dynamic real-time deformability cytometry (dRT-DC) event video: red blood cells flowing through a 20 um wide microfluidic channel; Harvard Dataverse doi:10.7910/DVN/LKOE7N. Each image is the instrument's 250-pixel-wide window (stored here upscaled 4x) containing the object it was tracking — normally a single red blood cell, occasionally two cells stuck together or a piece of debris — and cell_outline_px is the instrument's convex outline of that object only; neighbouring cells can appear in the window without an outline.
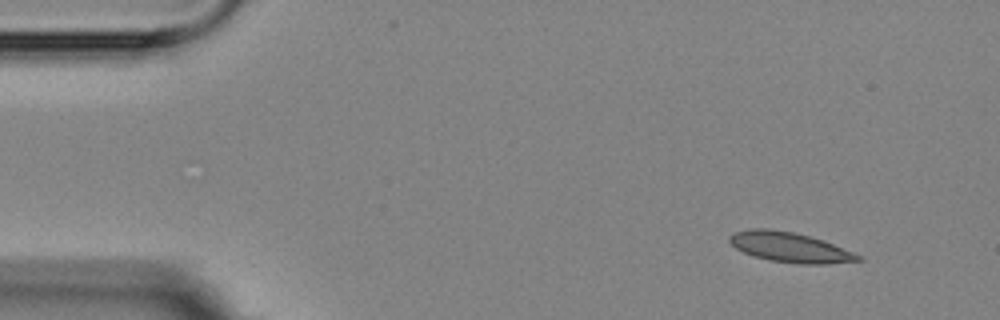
{"species": "Egyptian fruit bat (a non-hibernating species)", "species_latin": "Rousettus aegyptiacus", "temperature_condition": "room temperature", "stored_images_in_passage": 4, "camera_frame_rate_fps": 3000, "um_per_image_px": 0.085, "animal": {"sex": "female"}, "frame": {"image": 1, "passage_image": 1, "time_ms": 0.0, "image_size_px": [1000, 320], "cell_outline_px": [[864, 260], [828, 264], [800, 264], [768, 260], [744, 252], [736, 248], [728, 240], [728, 236], [736, 232], [748, 228], [768, 228], [792, 232], [824, 240], [864, 256]], "centroid_in_image_um": [67.18, 21.02], "position_along_channel_um": 17.8, "area_um2": 22.54}}
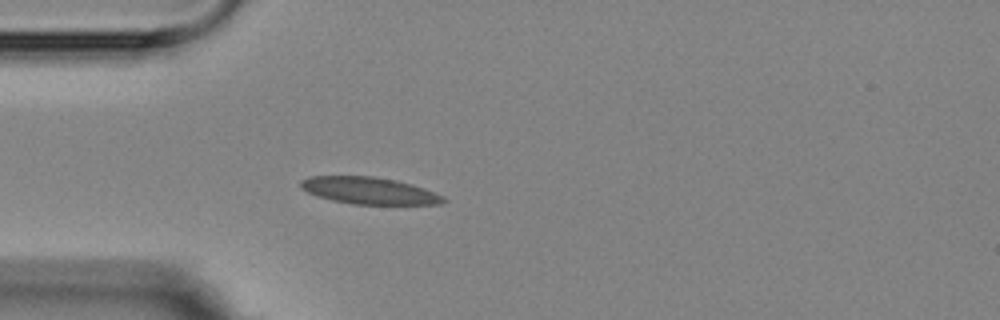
{"frame": {"image": 2, "passage_image": 4, "time_ms": 3.333, "image_size_px": [1000, 320], "cell_outline_px": [[448, 200], [440, 204], [352, 204], [332, 200], [316, 196], [300, 188], [300, 180], [308, 176], [376, 176], [396, 180], [412, 184], [424, 188], [444, 196]], "centroid_in_image_um": [31.37, 16.2], "position_along_channel_um": 53.6, "area_um2": 22.54}}